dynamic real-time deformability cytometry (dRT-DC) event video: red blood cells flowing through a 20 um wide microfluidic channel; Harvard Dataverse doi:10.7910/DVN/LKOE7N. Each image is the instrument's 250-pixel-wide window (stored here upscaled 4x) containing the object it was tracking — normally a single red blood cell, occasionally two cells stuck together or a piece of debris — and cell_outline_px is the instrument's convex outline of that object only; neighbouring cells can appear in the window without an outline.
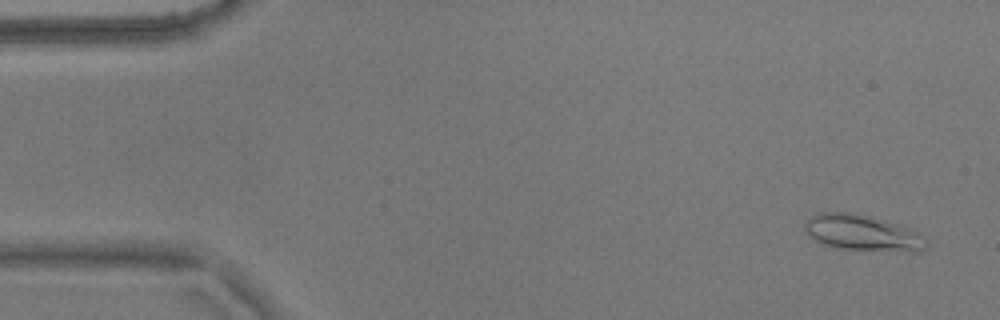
{"species": "common noctule bat (a hibernating species)", "species_latin": "Nyctalus noctula", "temperature_condition": "warm", "stored_images_in_passage": 17, "camera_frame_rate_fps": 3000, "um_per_image_px": 0.085, "animal": {"sex": "male", "body_mass_g": 17.9}, "frame": {"image": 1, "passage_image": 3, "time_ms": 0.667, "image_size_px": [1000, 320], "cell_outline_px": [[928, 248], [924, 252], [908, 252], [844, 248], [824, 244], [808, 236], [804, 228], [804, 224], [816, 212], [848, 212], [872, 216], [912, 228], [928, 240]], "centroid_in_image_um": [73.4, 19.79], "position_along_channel_um": 11.6, "area_um2": 25.72}}